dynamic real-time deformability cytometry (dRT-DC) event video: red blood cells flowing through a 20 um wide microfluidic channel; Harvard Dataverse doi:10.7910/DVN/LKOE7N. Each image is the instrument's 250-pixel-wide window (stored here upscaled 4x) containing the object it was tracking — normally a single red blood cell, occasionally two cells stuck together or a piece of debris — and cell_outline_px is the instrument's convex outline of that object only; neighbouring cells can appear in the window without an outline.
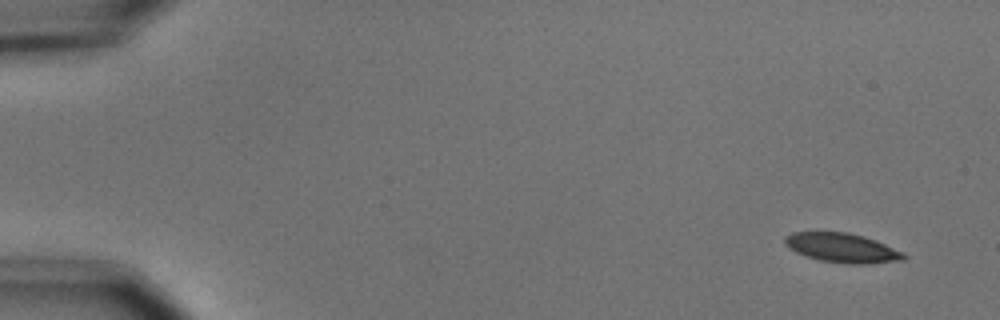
{"species": "common noctule bat (a hibernating species)", "species_latin": "Nyctalus noctula", "temperature_condition": "cold", "stored_images_in_passage": 4, "camera_frame_rate_fps": 3000, "um_per_image_px": 0.085, "animal": {"sex": "male", "body_mass_g": 15.6}, "frame": {"image": 1, "passage_image": 1, "time_ms": 0.0, "image_size_px": [1000, 320], "cell_outline_px": [[908, 256], [904, 260], [864, 264], [848, 264], [820, 260], [796, 252], [784, 244], [784, 236], [792, 232], [848, 232], [864, 236], [904, 252]], "centroid_in_image_um": [71.59, 21.06], "position_along_channel_um": 13.4, "area_um2": 20.29}}
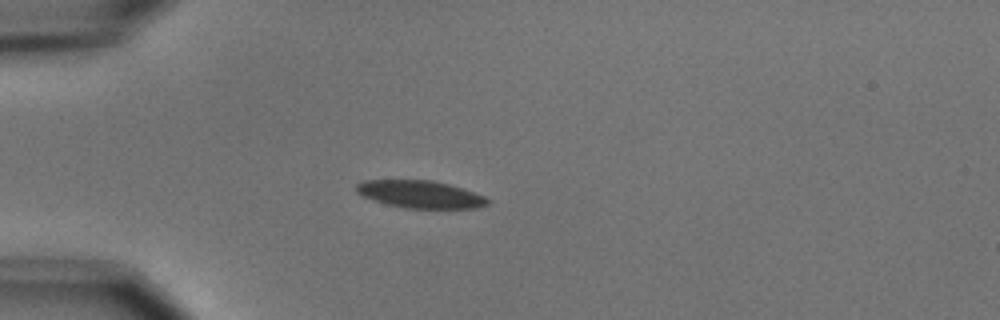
{"frame": {"image": 2, "passage_image": 4, "time_ms": 4.0, "image_size_px": [1000, 320], "cell_outline_px": [[492, 200], [488, 204], [476, 208], [404, 208], [372, 200], [356, 192], [352, 188], [356, 184], [364, 180], [432, 180], [464, 188], [484, 196]], "centroid_in_image_um": [35.71, 16.51], "position_along_channel_um": 49.3, "area_um2": 21.15}}